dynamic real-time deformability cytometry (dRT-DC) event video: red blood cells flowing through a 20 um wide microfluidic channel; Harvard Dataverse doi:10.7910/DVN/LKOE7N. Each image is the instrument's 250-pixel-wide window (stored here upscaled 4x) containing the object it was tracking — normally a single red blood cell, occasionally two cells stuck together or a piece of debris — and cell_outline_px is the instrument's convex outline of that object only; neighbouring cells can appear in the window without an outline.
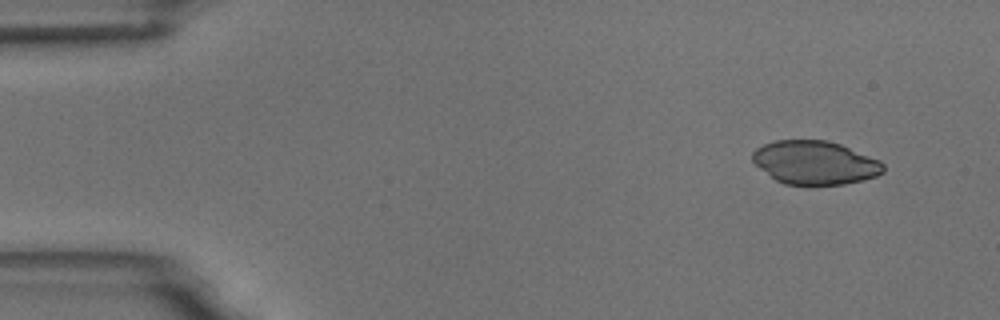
{"species": "common noctule bat (a hibernating species)", "species_latin": "Nyctalus noctula", "temperature_condition": "room temperature", "stored_images_in_passage": 6, "camera_frame_rate_fps": 3000, "um_per_image_px": 0.085, "animal": {"sex": "male", "body_mass_g": 18.8}, "frame": {"image": 1, "passage_image": 2, "time_ms": 1.333, "image_size_px": [1000, 320], "cell_outline_px": [[884, 172], [876, 176], [844, 184], [784, 184], [776, 180], [760, 168], [752, 160], [752, 152], [756, 148], [764, 144], [776, 140], [828, 140], [840, 144], [880, 160], [884, 164]], "centroid_in_image_um": [69.27, 13.81], "position_along_channel_um": 15.7, "area_um2": 32.95}}